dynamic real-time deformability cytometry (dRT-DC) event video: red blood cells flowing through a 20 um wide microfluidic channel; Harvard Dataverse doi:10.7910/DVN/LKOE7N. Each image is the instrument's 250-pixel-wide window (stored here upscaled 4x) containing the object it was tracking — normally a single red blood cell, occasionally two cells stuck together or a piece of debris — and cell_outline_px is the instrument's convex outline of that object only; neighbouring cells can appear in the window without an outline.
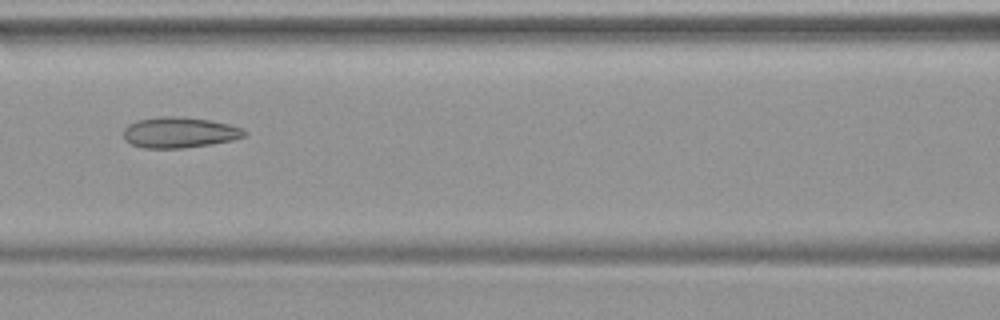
{"species": "common noctule bat (a hibernating species)", "species_latin": "Nyctalus noctula", "temperature_condition": "warm", "stored_images_in_passage": 47, "camera_frame_rate_fps": 3000, "um_per_image_px": 0.085, "animal": {"sex": "female", "body_mass_g": 19.9}, "frame": {"image": 1, "passage_image": 21, "time_ms": 6.667, "image_size_px": [1000, 320], "cell_outline_px": [[248, 132], [244, 136], [232, 140], [212, 144], [184, 148], [144, 148], [132, 144], [124, 140], [124, 128], [128, 124], [136, 120], [160, 116], [176, 116], [208, 120], [228, 124], [244, 128]], "centroid_in_image_um": [15.24, 11.26], "position_along_channel_um": 151.4, "area_um2": 21.73}}
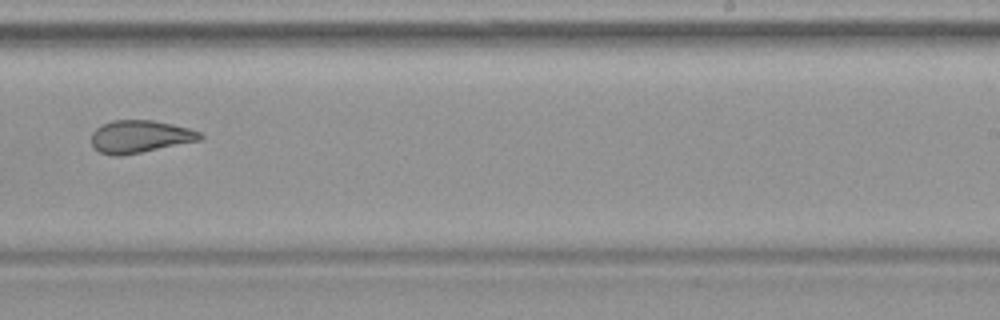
{"frame": {"image": 2, "passage_image": 30, "time_ms": 9.667, "image_size_px": [1000, 320], "cell_outline_px": [[204, 136], [200, 140], [120, 156], [112, 156], [100, 152], [92, 148], [92, 132], [96, 128], [112, 120], [152, 120], [172, 124], [188, 128], [200, 132]], "centroid_in_image_um": [11.86, 11.61], "position_along_channel_um": 277.1, "area_um2": 20.46}}
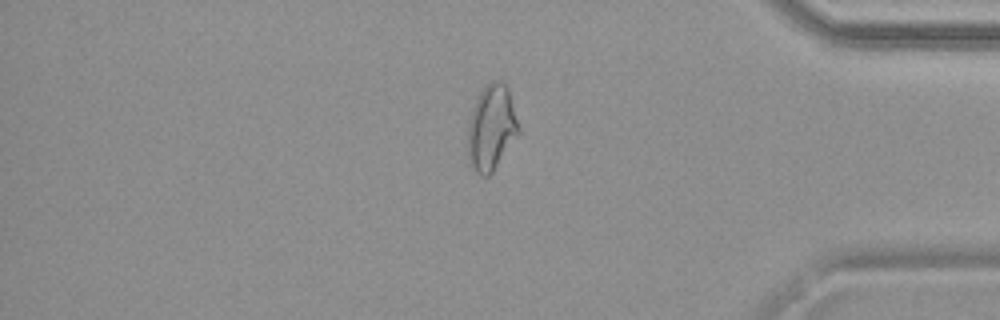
{"frame": {"image": 3, "passage_image": 40, "time_ms": 13.0, "image_size_px": [1000, 320], "cell_outline_px": [[520, 132], [492, 172], [488, 176], [480, 176], [476, 172], [468, 160], [468, 124], [472, 108], [484, 84], [492, 80], [500, 80], [508, 88], [520, 128]], "centroid_in_image_um": [41.76, 10.83], "position_along_channel_um": 393.4, "area_um2": 25.32}}